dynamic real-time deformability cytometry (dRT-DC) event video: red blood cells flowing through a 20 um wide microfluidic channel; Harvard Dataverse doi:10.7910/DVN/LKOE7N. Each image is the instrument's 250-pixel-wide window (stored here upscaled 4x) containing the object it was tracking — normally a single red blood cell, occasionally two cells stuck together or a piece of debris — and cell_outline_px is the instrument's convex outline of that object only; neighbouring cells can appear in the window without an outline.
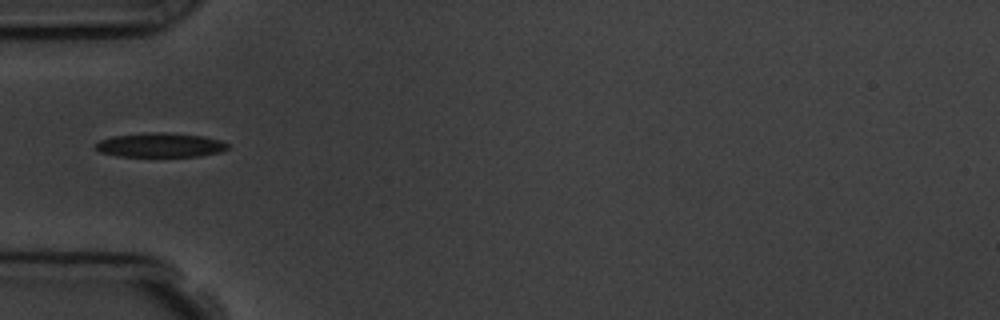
{"species": "common noctule bat (a hibernating species)", "species_latin": "Nyctalus noctula", "temperature_condition": "room temperature", "stored_images_in_passage": 6, "camera_frame_rate_fps": 3000, "um_per_image_px": 0.085, "animal": {"sex": "male", "body_mass_g": 19.5, "forearm_length_mm": 54.6}, "frame": {"image": 1, "passage_image": 5, "time_ms": 4.667, "image_size_px": [1000, 320], "cell_outline_px": [[228, 148], [220, 152], [200, 156], [120, 156], [100, 152], [96, 148], [96, 144], [100, 140], [112, 136], [148, 132], [168, 132], [204, 136], [220, 140], [228, 144]], "centroid_in_image_um": [13.64, 12.32], "position_along_channel_um": 71.4, "area_um2": 18.67}}